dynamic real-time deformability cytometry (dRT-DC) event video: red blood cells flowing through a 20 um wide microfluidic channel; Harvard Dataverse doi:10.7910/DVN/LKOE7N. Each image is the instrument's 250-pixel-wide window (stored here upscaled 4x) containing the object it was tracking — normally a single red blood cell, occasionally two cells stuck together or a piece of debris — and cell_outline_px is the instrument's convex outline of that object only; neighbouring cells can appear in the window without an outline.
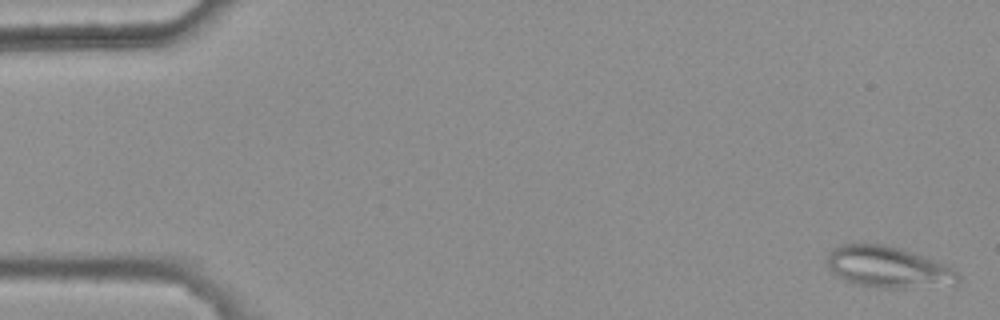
{"species": "common noctule bat (a hibernating species)", "species_latin": "Nyctalus noctula", "temperature_condition": "warm", "stored_images_in_passage": 5, "camera_frame_rate_fps": 3000, "um_per_image_px": 0.085, "animal": {"sex": "female", "body_mass_g": 25.1}, "frame": {"image": 1, "passage_image": 1, "time_ms": 0.0, "image_size_px": [1000, 320], "cell_outline_px": [[964, 276], [960, 280], [904, 288], [884, 288], [856, 284], [844, 280], [832, 272], [828, 268], [828, 252], [832, 248], [840, 244], [880, 244], [900, 248], [948, 264]], "centroid_in_image_um": [75.44, 22.67], "position_along_channel_um": 9.6, "area_um2": 31.1}}